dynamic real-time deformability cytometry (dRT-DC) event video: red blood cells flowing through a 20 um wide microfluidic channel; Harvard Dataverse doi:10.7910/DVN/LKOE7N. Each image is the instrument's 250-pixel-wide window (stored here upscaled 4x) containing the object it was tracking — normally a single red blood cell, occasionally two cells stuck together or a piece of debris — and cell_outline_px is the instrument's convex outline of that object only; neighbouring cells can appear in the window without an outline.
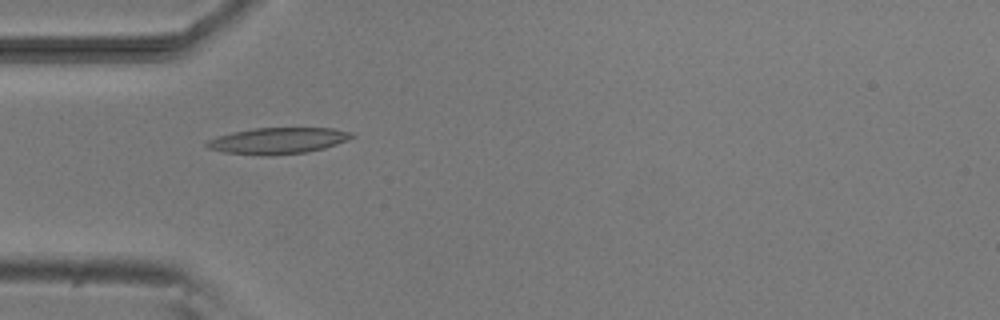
{"species": "common noctule bat (a hibernating species)", "species_latin": "Nyctalus noctula", "temperature_condition": "room temperature", "stored_images_in_passage": 6, "camera_frame_rate_fps": 3000, "um_per_image_px": 0.085, "animal": {"sex": "male", "body_mass_g": 20.5, "forearm_length_mm": 52.5}, "frame": {"image": 1, "passage_image": 5, "time_ms": 4.667, "image_size_px": [1000, 320], "cell_outline_px": [[356, 136], [348, 140], [324, 148], [308, 152], [268, 156], [224, 152], [208, 148], [204, 144], [208, 140], [216, 136], [252, 128], [332, 128], [352, 132]], "centroid_in_image_um": [23.63, 11.96], "position_along_channel_um": 61.4, "area_um2": 22.25}}
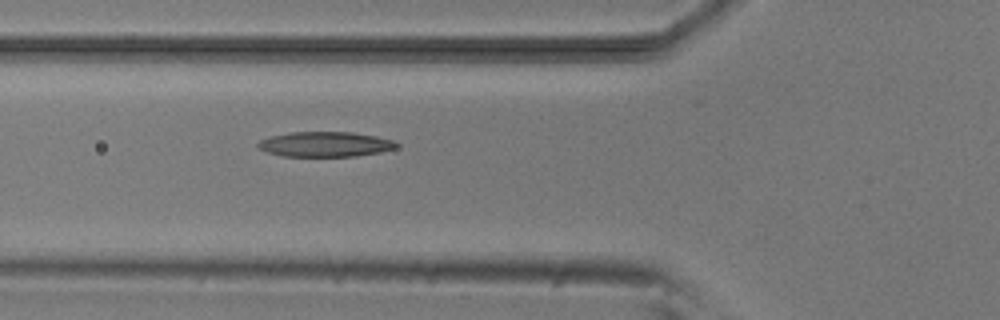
{"frame": {"image": 2, "passage_image": 6, "time_ms": 5.667, "image_size_px": [1000, 320], "cell_outline_px": [[400, 144], [396, 148], [380, 152], [356, 156], [280, 156], [268, 152], [260, 148], [256, 144], [260, 140], [272, 136], [292, 132], [352, 132], [376, 136], [392, 140]], "centroid_in_image_um": [27.66, 12.26], "position_along_channel_um": 98.1, "area_um2": 20.11}}